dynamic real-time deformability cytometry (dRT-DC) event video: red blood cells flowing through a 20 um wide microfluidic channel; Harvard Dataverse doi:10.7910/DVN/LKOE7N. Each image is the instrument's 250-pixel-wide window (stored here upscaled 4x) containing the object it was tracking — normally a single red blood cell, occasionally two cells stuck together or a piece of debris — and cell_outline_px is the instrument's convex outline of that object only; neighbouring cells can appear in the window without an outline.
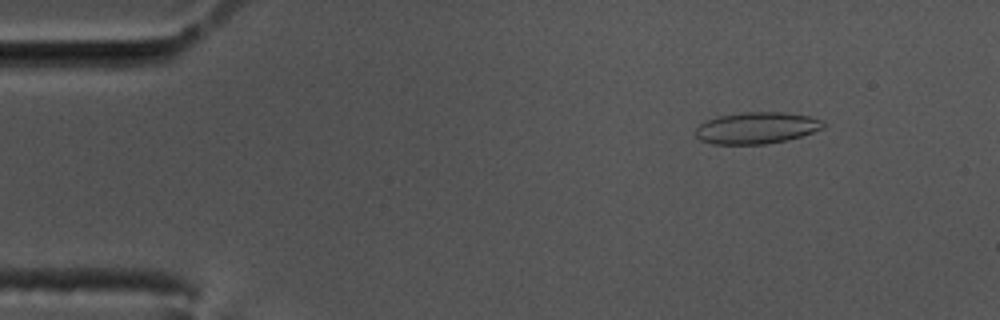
{"species": "common noctule bat (a hibernating species)", "species_latin": "Nyctalus noctula", "temperature_condition": "cold", "stored_images_in_passage": 52, "camera_frame_rate_fps": 3000, "um_per_image_px": 0.085, "animal": {"sex": "male", "body_mass_g": 17.5, "forearm_length_mm": 52.3}, "frame": {"image": 1, "passage_image": 1, "time_ms": 0.0, "image_size_px": [1000, 320], "cell_outline_px": [[824, 128], [788, 140], [768, 144], [712, 144], [700, 140], [696, 136], [696, 128], [704, 120], [720, 116], [744, 112], [784, 112], [808, 116], [824, 120]], "centroid_in_image_um": [64.31, 10.88], "position_along_channel_um": 20.7, "area_um2": 23.58}}
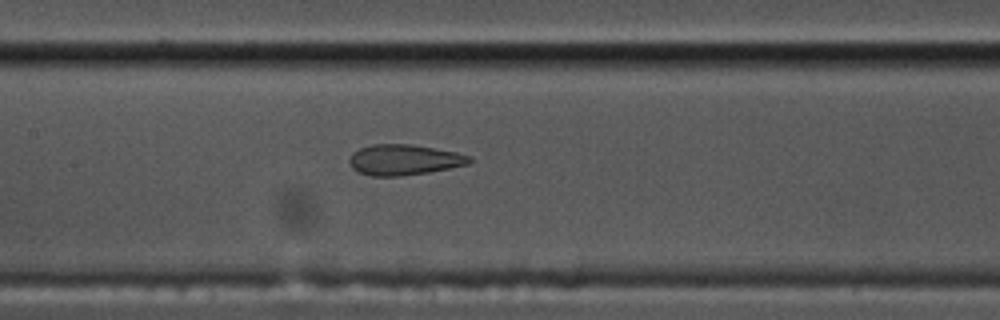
{"frame": {"image": 2, "passage_image": 21, "time_ms": 6.667, "image_size_px": [1000, 320], "cell_outline_px": [[472, 160], [468, 164], [428, 172], [400, 176], [372, 176], [356, 172], [352, 168], [348, 160], [352, 152], [360, 148], [372, 144], [412, 144], [456, 152], [472, 156]], "centroid_in_image_um": [34.31, 13.58], "position_along_channel_um": 173.1, "area_um2": 21.5}}
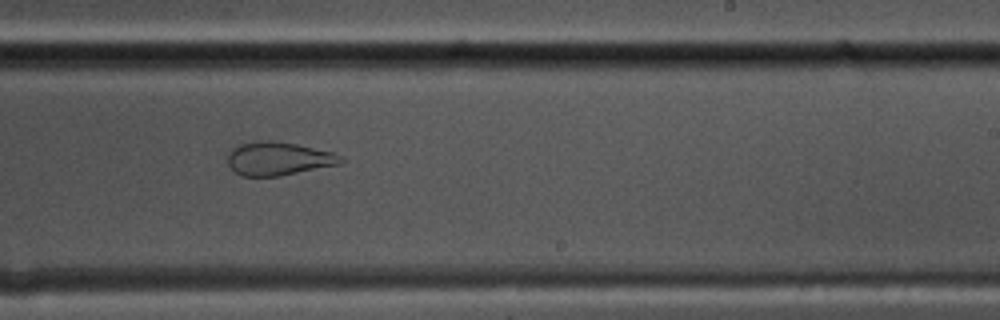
{"frame": {"image": 3, "passage_image": 29, "time_ms": 9.333, "image_size_px": [1000, 320], "cell_outline_px": [[344, 160], [340, 164], [280, 176], [244, 176], [236, 172], [228, 164], [228, 152], [232, 148], [240, 144], [260, 140], [276, 140], [336, 152], [344, 156]], "centroid_in_image_um": [23.71, 13.47], "position_along_channel_um": 265.3, "area_um2": 22.25}, "authors_computed_cell_mechanics": {"area_um2": 23.7847, "velocity_mm_per_s": 3.4744, "shape_relaxation_time_tau1_ms": null, "shape_relaxation_time_tau2_ms": 1.5243, "deformation_change_tau1": null, "deformation_change_tau2": 0.0742}}